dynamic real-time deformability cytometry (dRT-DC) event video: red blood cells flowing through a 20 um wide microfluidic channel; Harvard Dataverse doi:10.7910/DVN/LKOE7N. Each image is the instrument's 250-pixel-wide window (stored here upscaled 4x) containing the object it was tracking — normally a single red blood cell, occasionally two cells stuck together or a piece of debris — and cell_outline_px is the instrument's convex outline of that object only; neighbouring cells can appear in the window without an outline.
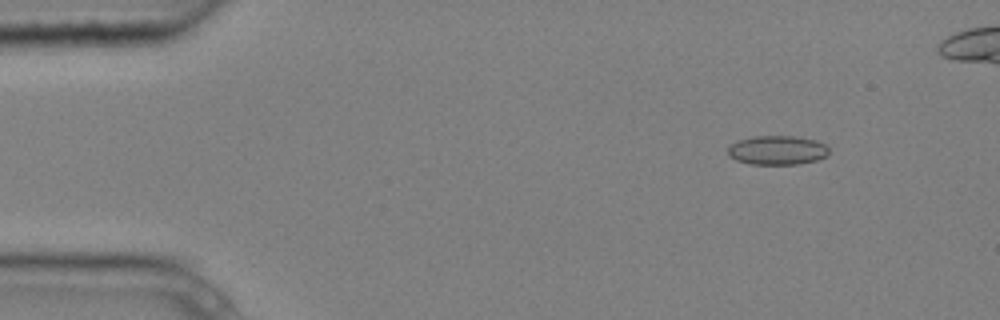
{"species": "common noctule bat (a hibernating species)", "species_latin": "Nyctalus noctula", "temperature_condition": "cold", "stored_images_in_passage": 5, "camera_frame_rate_fps": 3000, "um_per_image_px": 0.085, "animal": {"sex": "male", "body_mass_g": 20.4}, "frame": {"image": 1, "passage_image": 2, "time_ms": 0.333, "image_size_px": [1000, 320], "cell_outline_px": [[828, 156], [816, 160], [800, 164], [752, 164], [736, 160], [728, 156], [728, 148], [736, 140], [752, 136], [800, 136], [816, 140], [824, 144], [828, 148]], "centroid_in_image_um": [66.07, 12.76], "position_along_channel_um": 18.9, "area_um2": 17.34}}
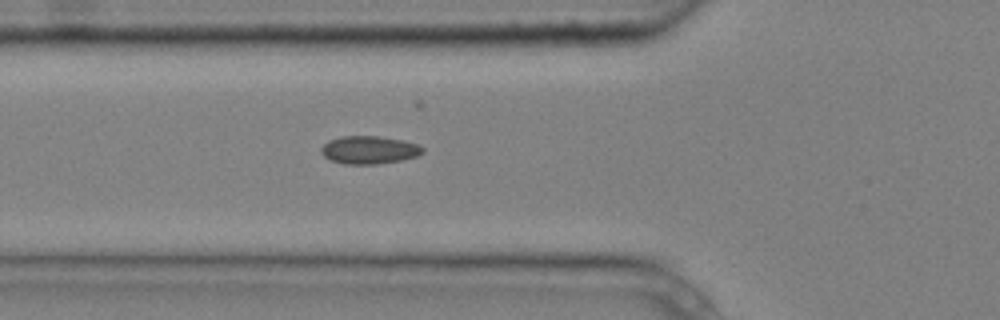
{"frame": {"image": 2, "passage_image": 5, "time_ms": 1.333, "image_size_px": [1000, 320], "cell_outline_px": [[424, 152], [416, 156], [400, 160], [376, 164], [344, 164], [328, 160], [320, 152], [320, 148], [328, 140], [340, 136], [380, 136], [404, 140], [420, 144], [424, 148]], "centroid_in_image_um": [31.36, 12.73], "position_along_channel_um": 94.4, "area_um2": 16.76}}